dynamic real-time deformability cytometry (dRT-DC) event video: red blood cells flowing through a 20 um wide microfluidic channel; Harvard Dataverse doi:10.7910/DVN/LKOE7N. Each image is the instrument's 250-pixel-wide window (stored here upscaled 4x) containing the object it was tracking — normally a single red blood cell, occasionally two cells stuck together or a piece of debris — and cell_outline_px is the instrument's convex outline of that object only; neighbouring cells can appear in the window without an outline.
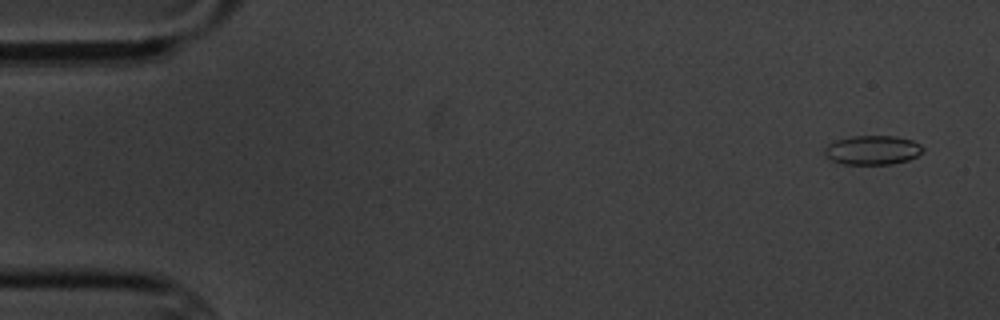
{"species": "common noctule bat (a hibernating species)", "species_latin": "Nyctalus noctula", "temperature_condition": "cold", "stored_images_in_passage": 4, "camera_frame_rate_fps": 3000, "um_per_image_px": 0.085, "animal": {"sex": "male", "body_mass_g": 20.1, "forearm_length_mm": 53.5}, "frame": {"image": 1, "passage_image": 1, "time_ms": 0.0, "image_size_px": [1000, 320], "cell_outline_px": [[924, 148], [916, 156], [908, 160], [892, 164], [840, 164], [832, 160], [824, 152], [824, 148], [828, 144], [836, 140], [852, 136], [896, 136], [912, 140], [920, 144]], "centroid_in_image_um": [74.16, 12.75], "position_along_channel_um": 10.8, "area_um2": 16.65}}
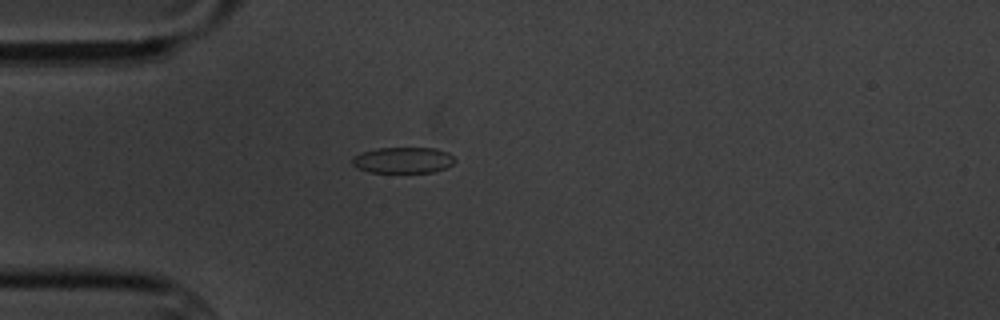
{"frame": {"image": 2, "passage_image": 4, "time_ms": 4.333, "image_size_px": [1000, 320], "cell_outline_px": [[456, 160], [452, 164], [444, 168], [432, 172], [368, 172], [356, 168], [352, 164], [352, 156], [360, 152], [376, 148], [436, 148], [448, 152]], "centroid_in_image_um": [34.21, 13.6], "position_along_channel_um": 50.8, "area_um2": 15.66}}